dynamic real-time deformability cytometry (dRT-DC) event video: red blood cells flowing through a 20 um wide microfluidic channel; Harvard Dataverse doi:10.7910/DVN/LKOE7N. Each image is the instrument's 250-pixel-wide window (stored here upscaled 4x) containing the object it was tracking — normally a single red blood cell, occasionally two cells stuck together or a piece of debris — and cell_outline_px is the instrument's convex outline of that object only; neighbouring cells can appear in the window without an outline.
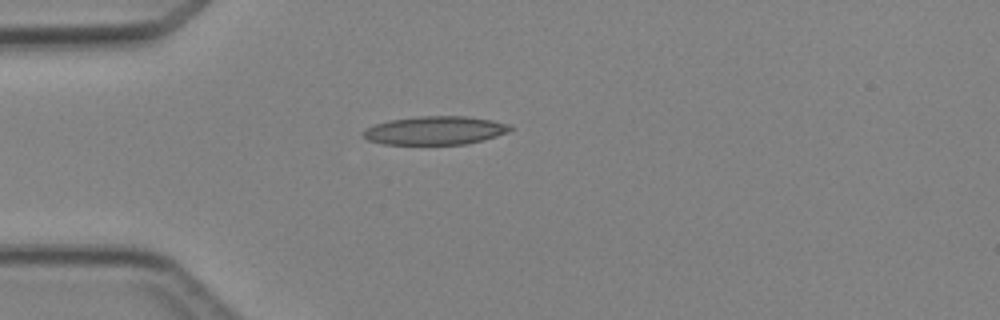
{"species": "Egyptian fruit bat (a non-hibernating species)", "species_latin": "Rousettus aegyptiacus", "temperature_condition": "cold", "stored_images_in_passage": 6, "camera_frame_rate_fps": 3000, "um_per_image_px": 0.085, "animal": {"sex": "female"}, "frame": {"image": 1, "passage_image": 5, "time_ms": 5.333, "image_size_px": [1000, 320], "cell_outline_px": [[512, 128], [508, 132], [484, 140], [468, 144], [384, 144], [368, 140], [360, 132], [376, 124], [388, 120], [420, 116], [464, 116], [492, 120], [508, 124]], "centroid_in_image_um": [36.98, 11.09], "position_along_channel_um": 48.0, "area_um2": 24.28}}